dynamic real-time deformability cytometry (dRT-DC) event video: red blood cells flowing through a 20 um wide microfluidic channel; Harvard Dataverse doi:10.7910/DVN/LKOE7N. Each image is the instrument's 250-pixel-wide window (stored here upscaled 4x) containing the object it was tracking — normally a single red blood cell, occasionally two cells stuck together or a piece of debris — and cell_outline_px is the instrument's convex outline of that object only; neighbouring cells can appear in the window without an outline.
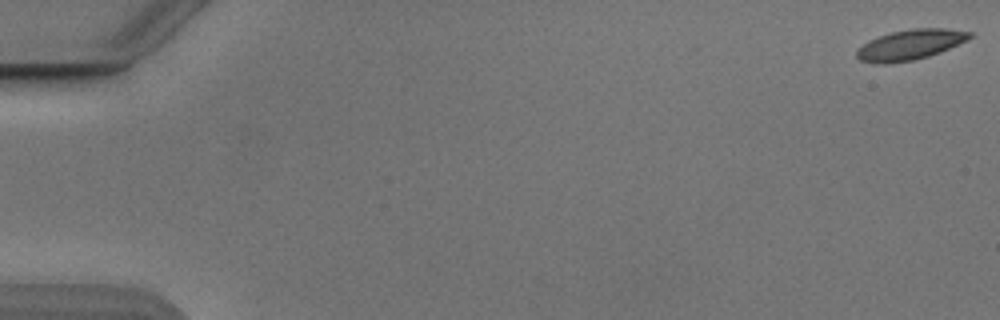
{"species": "Egyptian fruit bat (a non-hibernating species)", "species_latin": "Rousettus aegyptiacus", "temperature_condition": "cold", "stored_images_in_passage": 4, "camera_frame_rate_fps": 3000, "um_per_image_px": 0.085, "animal": {"sex": "male"}, "frame": {"image": 1, "passage_image": 1, "time_ms": 0.0, "image_size_px": [1000, 320], "cell_outline_px": [[972, 36], [968, 40], [940, 52], [928, 56], [912, 60], [888, 64], [876, 64], [860, 60], [856, 56], [856, 52], [868, 40], [892, 32], [912, 28], [944, 28], [972, 32]], "centroid_in_image_um": [77.37, 3.8], "position_along_channel_um": 7.6, "area_um2": 19.83}}